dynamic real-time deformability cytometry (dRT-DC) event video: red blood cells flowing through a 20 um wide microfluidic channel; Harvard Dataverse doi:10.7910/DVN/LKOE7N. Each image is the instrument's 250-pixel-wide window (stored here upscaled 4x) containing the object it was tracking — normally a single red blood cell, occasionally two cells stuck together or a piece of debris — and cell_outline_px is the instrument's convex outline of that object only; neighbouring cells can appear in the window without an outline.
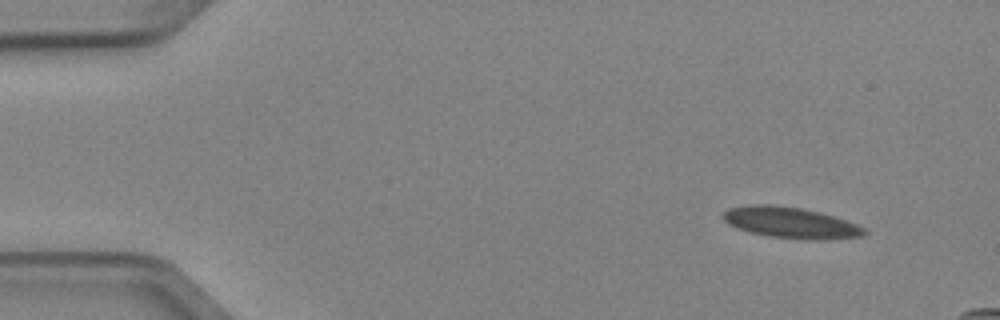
{"species": "Egyptian fruit bat (a non-hibernating species)", "species_latin": "Rousettus aegyptiacus", "temperature_condition": "cold", "stored_images_in_passage": 4, "camera_frame_rate_fps": 3000, "um_per_image_px": 0.085, "animal": {"sex": "female"}, "frame": {"image": 1, "passage_image": 1, "time_ms": 0.0, "image_size_px": [1000, 320], "cell_outline_px": [[868, 232], [864, 236], [808, 240], [768, 236], [736, 228], [728, 224], [724, 220], [724, 212], [728, 208], [752, 204], [768, 204], [800, 208], [820, 212], [856, 224], [864, 228]], "centroid_in_image_um": [67.18, 18.92], "position_along_channel_um": 17.8, "area_um2": 25.2}}